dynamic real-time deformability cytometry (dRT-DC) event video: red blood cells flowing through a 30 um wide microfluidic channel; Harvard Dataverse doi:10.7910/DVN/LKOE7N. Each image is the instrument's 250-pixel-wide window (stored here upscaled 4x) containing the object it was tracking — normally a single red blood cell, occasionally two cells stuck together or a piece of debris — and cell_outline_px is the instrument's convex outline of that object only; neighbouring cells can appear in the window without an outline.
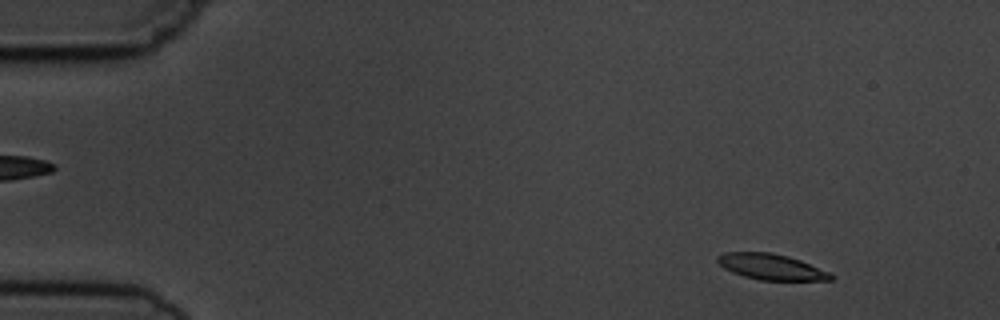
{"species": "common noctule bat (a hibernating species)", "species_latin": "Nyctalus noctula", "temperature_condition": "cold", "stored_images_in_passage": 5, "camera_frame_rate_fps": 3000, "um_per_image_px": 0.085, "animal": {"sex": "male", "body_mass_g": 19.5, "forearm_length_mm": 54.6}, "frame": {"image": 1, "passage_image": 1, "time_ms": 0.0, "image_size_px": [1000, 320], "cell_outline_px": [[836, 276], [832, 280], [760, 280], [744, 276], [732, 272], [724, 268], [716, 260], [716, 256], [724, 252], [772, 252], [788, 256], [800, 260], [828, 272]], "centroid_in_image_um": [65.53, 22.67], "position_along_channel_um": 19.5, "area_um2": 16.99}}
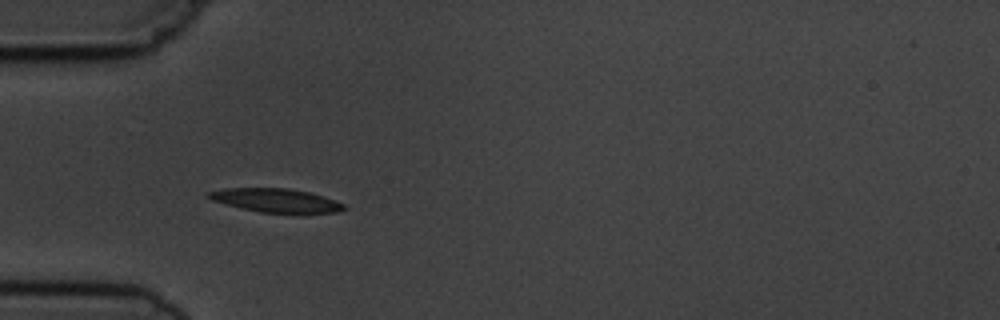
{"frame": {"image": 2, "passage_image": 4, "time_ms": 3.667, "image_size_px": [1000, 320], "cell_outline_px": [[348, 208], [336, 212], [300, 216], [260, 212], [240, 208], [212, 200], [204, 196], [208, 192], [224, 188], [288, 188], [308, 192], [324, 196], [344, 204]], "centroid_in_image_um": [23.52, 17.08], "position_along_channel_um": 61.5, "area_um2": 19.54}}
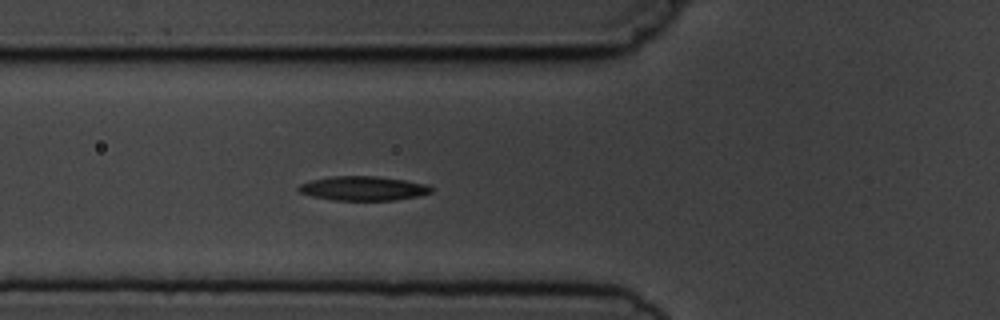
{"frame": {"image": 3, "passage_image": 5, "time_ms": 4.667, "image_size_px": [1000, 320], "cell_outline_px": [[432, 192], [420, 196], [396, 200], [332, 200], [312, 196], [300, 192], [296, 188], [300, 184], [312, 180], [332, 176], [376, 176], [404, 180], [428, 184], [432, 188]], "centroid_in_image_um": [30.89, 16.01], "position_along_channel_um": 94.9, "area_um2": 18.79}}